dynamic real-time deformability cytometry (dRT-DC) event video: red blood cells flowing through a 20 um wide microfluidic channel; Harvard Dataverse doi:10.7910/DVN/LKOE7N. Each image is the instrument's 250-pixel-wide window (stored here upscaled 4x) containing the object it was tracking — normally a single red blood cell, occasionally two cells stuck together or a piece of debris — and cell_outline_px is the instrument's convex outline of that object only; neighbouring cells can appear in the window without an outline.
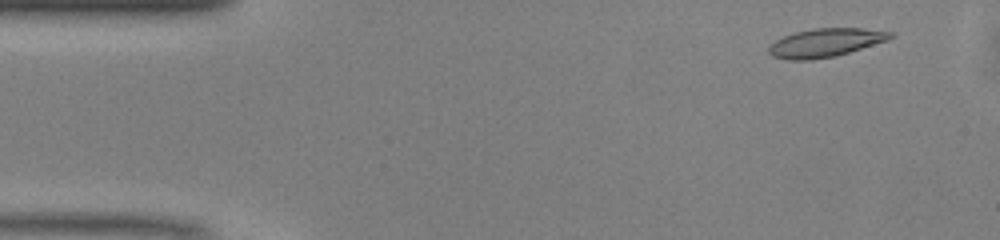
{"species": "common noctule bat (a hibernating species)", "species_latin": "Nyctalus noctula", "temperature_condition": "warm", "stored_images_in_passage": 39, "camera_frame_rate_fps": 3000, "um_per_image_px": 0.085, "animal": {"sex": "male", "body_mass_g": 13.0, "forearm_length_mm": 53.1}, "frame": {"image": 1, "passage_image": 3, "time_ms": 0.667, "image_size_px": [1000, 240], "cell_outline_px": [[896, 36], [888, 40], [836, 56], [812, 60], [788, 60], [772, 56], [768, 52], [768, 48], [776, 40], [784, 36], [796, 32], [812, 28], [864, 28], [896, 32]], "centroid_in_image_um": [70.21, 3.62], "position_along_channel_um": 14.8, "area_um2": 20.35}}
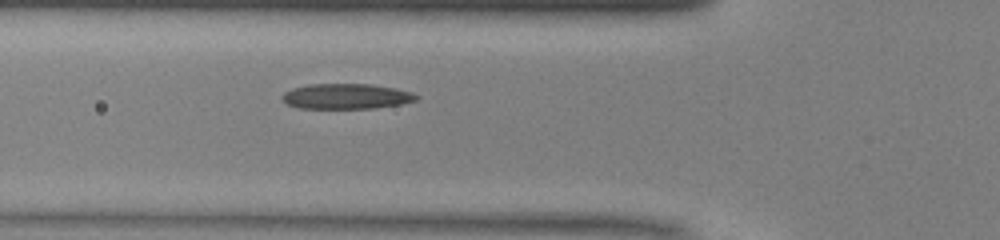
{"frame": {"image": 2, "passage_image": 16, "time_ms": 5.0, "image_size_px": [1000, 240], "cell_outline_px": [[420, 96], [416, 100], [400, 104], [376, 108], [300, 108], [288, 104], [280, 100], [280, 96], [284, 92], [292, 88], [308, 84], [372, 84], [396, 88], [412, 92]], "centroid_in_image_um": [29.42, 8.18], "position_along_channel_um": 96.4, "area_um2": 19.94}}
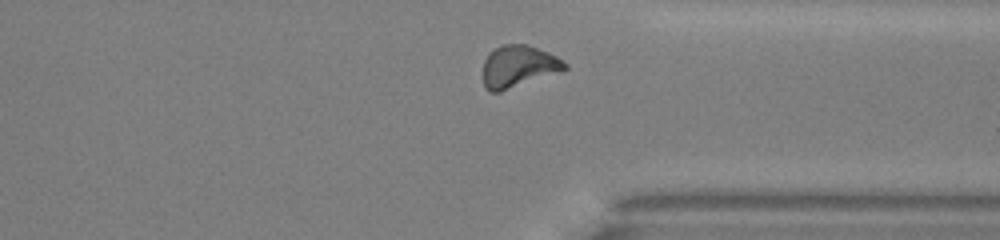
{"frame": {"image": 3, "passage_image": 36, "time_ms": 11.667, "image_size_px": [1000, 240], "cell_outline_px": [[568, 68], [560, 72], [500, 92], [488, 92], [484, 88], [484, 60], [500, 44], [524, 44], [548, 52], [564, 60], [568, 64]], "centroid_in_image_um": [44.09, 5.66], "position_along_channel_um": 367.3, "area_um2": 19.94}, "authors_computed_cell_mechanics": {"area_um2": 19.941, "velocity_mm_per_s": 4.0978, "shape_relaxation_time_tau1_ms": null, "shape_relaxation_time_tau2_ms": 7.6566, "deformation_change_tau1": null, "deformation_change_tau2": 0.1758}}